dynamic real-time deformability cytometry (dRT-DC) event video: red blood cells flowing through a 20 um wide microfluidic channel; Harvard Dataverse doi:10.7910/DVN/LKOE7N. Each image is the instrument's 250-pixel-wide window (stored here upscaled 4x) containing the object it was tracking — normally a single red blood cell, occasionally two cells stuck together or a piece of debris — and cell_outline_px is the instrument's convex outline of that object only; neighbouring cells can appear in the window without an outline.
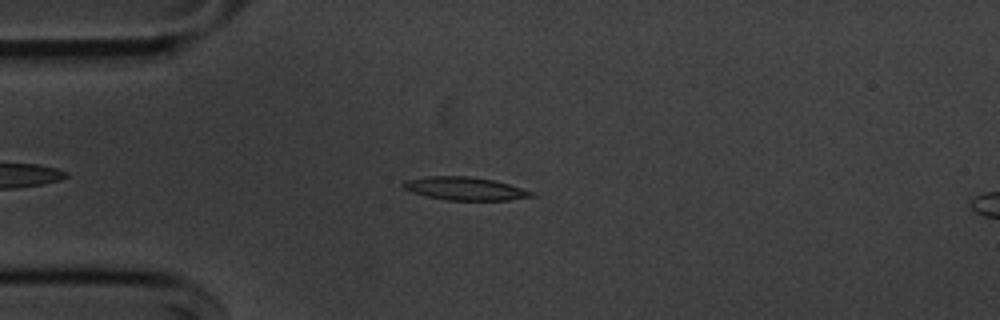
{"species": "common noctule bat (a hibernating species)", "species_latin": "Nyctalus noctula", "temperature_condition": "cold", "stored_images_in_passage": 51, "camera_frame_rate_fps": 3000, "um_per_image_px": 0.085, "animal": {"sex": "male", "body_mass_g": 20.1, "forearm_length_mm": 53.5}, "frame": {"image": 1, "passage_image": 10, "time_ms": 3.0, "image_size_px": [1000, 320], "cell_outline_px": [[536, 196], [508, 200], [448, 200], [428, 196], [412, 192], [404, 188], [400, 184], [404, 180], [428, 176], [468, 176], [492, 180], [508, 184], [536, 192]], "centroid_in_image_um": [39.53, 16.03], "position_along_channel_um": 45.5, "area_um2": 17.22}}
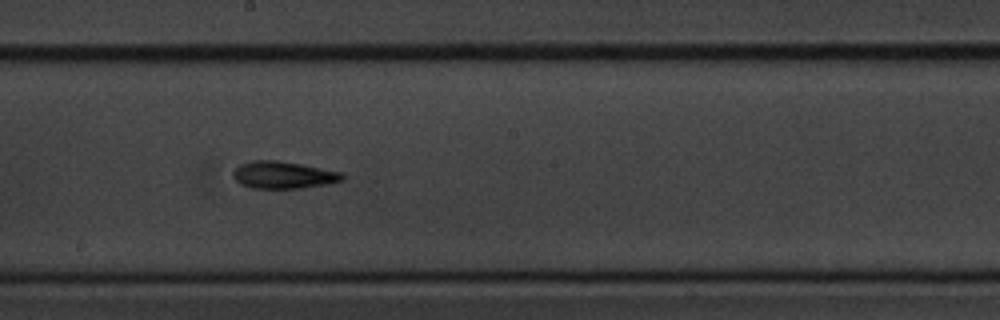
{"frame": {"image": 2, "passage_image": 26, "time_ms": 8.333, "image_size_px": [1000, 320], "cell_outline_px": [[344, 180], [328, 184], [300, 188], [252, 188], [240, 184], [232, 176], [232, 172], [240, 164], [252, 160], [276, 160], [300, 164], [340, 172], [344, 176]], "centroid_in_image_um": [24.05, 14.87], "position_along_channel_um": 224.2, "area_um2": 17.22}}
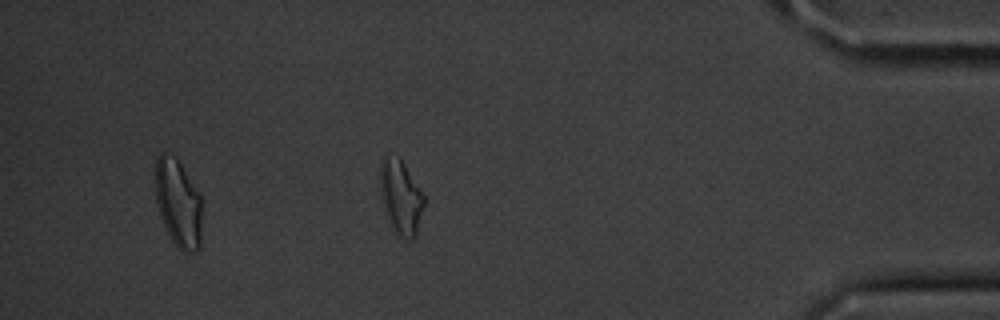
{"frame": {"image": 3, "passage_image": 44, "time_ms": 14.333, "image_size_px": [1000, 320], "cell_outline_px": [[424, 204], [416, 236], [412, 240], [408, 240], [400, 236], [396, 232], [388, 216], [380, 196], [380, 160], [384, 156], [400, 156], [424, 196]], "centroid_in_image_um": [34.06, 16.71], "position_along_channel_um": 401.1, "area_um2": 18.79}, "authors_computed_cell_mechanics": {"area_um2": 16.9932, "velocity_mm_per_s": 3.6319, "shape_relaxation_time_tau1_ms": 3.8027, "shape_relaxation_time_tau2_ms": 3.162, "deformation_change_tau1": 0.1356, "deformation_change_tau2": 0.1349}}